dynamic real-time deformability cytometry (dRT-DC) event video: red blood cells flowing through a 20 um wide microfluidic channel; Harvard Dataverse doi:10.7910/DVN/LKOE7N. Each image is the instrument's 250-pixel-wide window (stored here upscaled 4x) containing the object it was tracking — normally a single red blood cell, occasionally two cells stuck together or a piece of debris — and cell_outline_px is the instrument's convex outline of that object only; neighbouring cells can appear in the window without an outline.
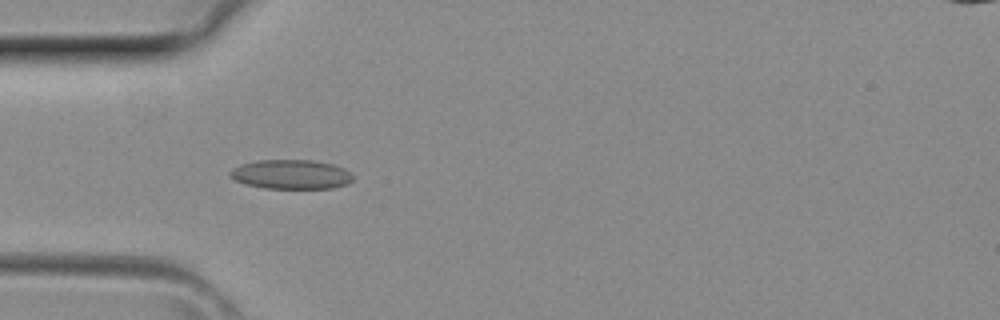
{"species": "common noctule bat (a hibernating species)", "species_latin": "Nyctalus noctula", "temperature_condition": "room temperature", "stored_images_in_passage": 32, "camera_frame_rate_fps": 3000, "um_per_image_px": 0.085, "animal": {"sex": "female", "body_mass_g": 29.2, "forearm_length_mm": 56.3}, "frame": {"image": 1, "passage_image": 4, "time_ms": 1.0, "image_size_px": [1000, 320], "cell_outline_px": [[352, 180], [344, 184], [332, 188], [264, 188], [244, 184], [228, 176], [228, 172], [232, 168], [240, 164], [256, 160], [312, 160], [332, 164], [344, 168], [352, 176]], "centroid_in_image_um": [24.67, 14.81], "position_along_channel_um": 60.3, "area_um2": 20.98}}
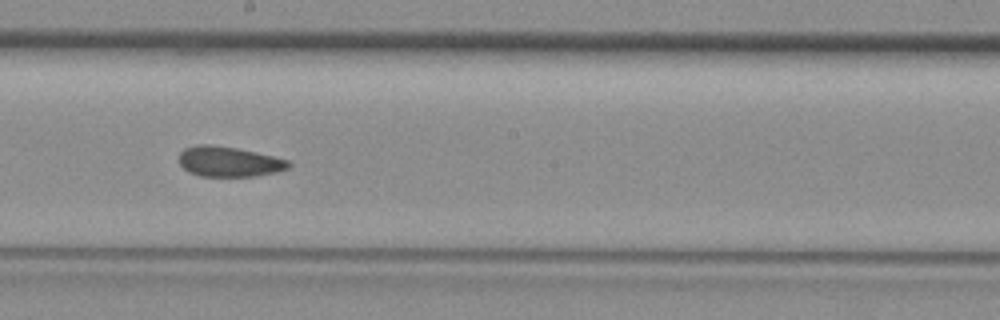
{"frame": {"image": 2, "passage_image": 14, "time_ms": 4.333, "image_size_px": [1000, 320], "cell_outline_px": [[292, 164], [288, 168], [276, 172], [256, 176], [200, 176], [188, 172], [180, 164], [180, 152], [184, 148], [196, 144], [212, 144], [236, 148], [272, 156], [288, 160]], "centroid_in_image_um": [19.44, 13.73], "position_along_channel_um": 228.8, "area_um2": 19.25}}
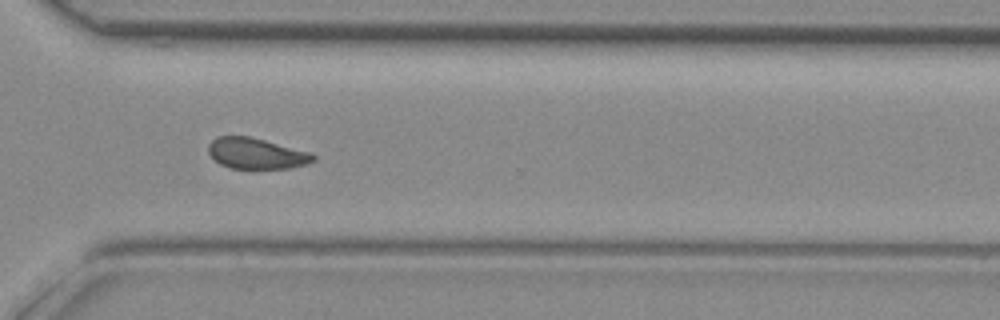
{"frame": {"image": 3, "passage_image": 21, "time_ms": 6.667, "image_size_px": [1000, 320], "cell_outline_px": [[316, 160], [308, 164], [288, 168], [232, 168], [220, 164], [208, 152], [208, 144], [216, 136], [252, 136], [312, 152], [316, 156]], "centroid_in_image_um": [21.83, 13.02], "position_along_channel_um": 348.8, "area_um2": 19.07}}